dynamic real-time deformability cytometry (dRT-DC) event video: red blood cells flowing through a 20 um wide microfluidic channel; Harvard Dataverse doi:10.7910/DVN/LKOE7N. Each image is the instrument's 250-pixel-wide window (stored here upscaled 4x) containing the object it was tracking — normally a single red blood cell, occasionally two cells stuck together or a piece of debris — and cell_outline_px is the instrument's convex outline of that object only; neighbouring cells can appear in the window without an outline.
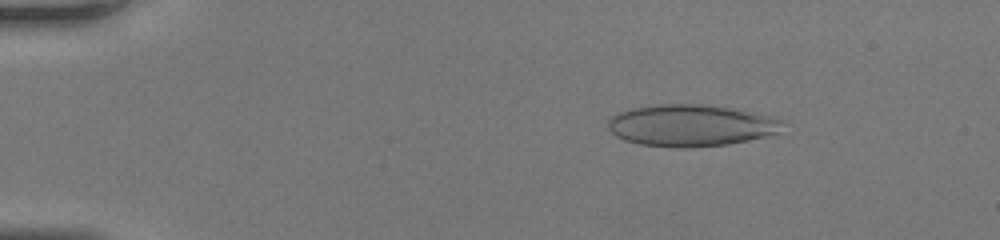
{"species": "human", "species_latin": "Homo sapiens", "temperature_condition": "room temperature", "stored_images_in_passage": 45, "camera_frame_rate_fps": 3000, "um_per_image_px": 0.085, "donor": {"sex": "female"}, "frame": {"image": 1, "passage_image": 7, "time_ms": 2.0, "image_size_px": [1000, 240], "cell_outline_px": [[788, 120], [784, 132], [748, 140], [728, 144], [688, 148], [680, 148], [640, 144], [624, 140], [616, 136], [608, 128], [608, 120], [616, 112], [628, 108], [656, 104], [708, 104], [756, 112]], "centroid_in_image_um": [58.81, 10.65], "position_along_channel_um": 26.2, "area_um2": 43.47}}
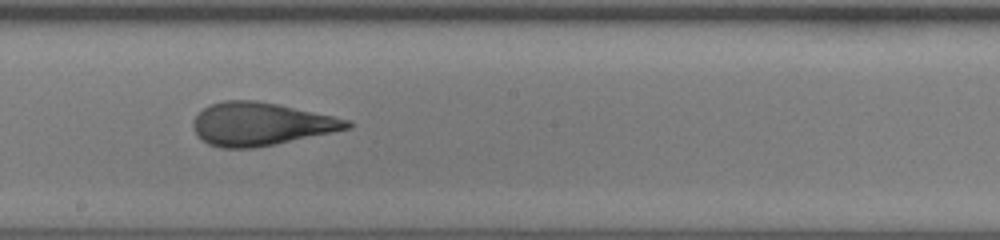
{"frame": {"image": 2, "passage_image": 26, "time_ms": 8.333, "image_size_px": [1000, 240], "cell_outline_px": [[352, 128], [276, 144], [252, 148], [220, 148], [208, 144], [196, 136], [192, 124], [192, 120], [204, 108], [212, 104], [224, 100], [256, 100], [276, 104], [332, 116], [348, 120], [352, 124]], "centroid_in_image_um": [22.12, 10.55], "position_along_channel_um": 226.1, "area_um2": 38.38}}
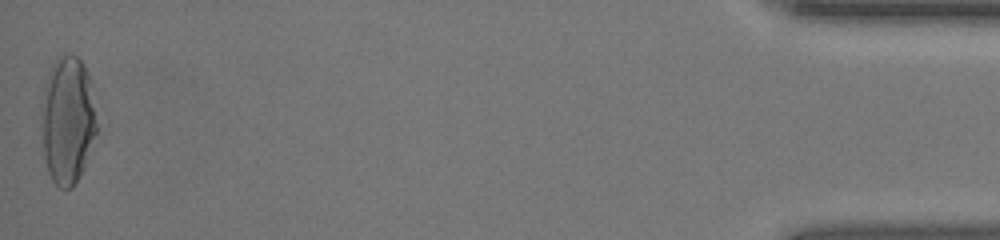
{"frame": {"image": 3, "passage_image": 45, "time_ms": 14.667, "image_size_px": [1000, 240], "cell_outline_px": [[96, 132], [84, 164], [72, 188], [64, 192], [52, 180], [48, 172], [44, 156], [40, 116], [40, 104], [44, 84], [52, 64], [56, 56], [64, 52], [76, 56], [84, 64], [92, 84], [96, 124]], "centroid_in_image_um": [5.7, 10.15], "position_along_channel_um": 429.5, "area_um2": 41.67}}